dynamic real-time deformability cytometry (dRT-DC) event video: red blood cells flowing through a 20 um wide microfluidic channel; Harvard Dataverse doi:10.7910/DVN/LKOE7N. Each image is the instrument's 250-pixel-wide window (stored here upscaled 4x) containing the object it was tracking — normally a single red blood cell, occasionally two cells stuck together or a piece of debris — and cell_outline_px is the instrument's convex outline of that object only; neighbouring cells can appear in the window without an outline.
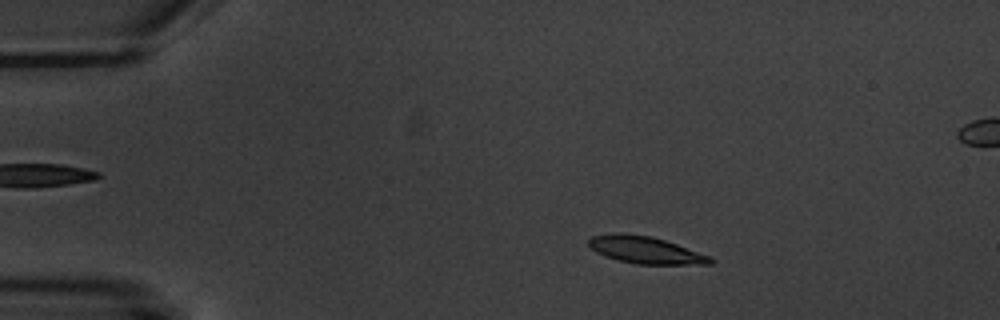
{"species": "common noctule bat (a hibernating species)", "species_latin": "Nyctalus noctula", "temperature_condition": "warm", "stored_images_in_passage": 4, "segment_of_instrument_passage": [1, 2], "camera_frame_rate_fps": 3000, "um_per_image_px": 0.085, "animal": {"sex": "male", "body_mass_g": 20.1, "forearm_length_mm": 53.5}, "frame": {"image": 1, "passage_image": 2, "time_ms": 1.333, "image_size_px": [1000, 320], "cell_outline_px": [[716, 260], [712, 264], [636, 264], [604, 256], [596, 252], [588, 244], [588, 240], [592, 236], [616, 232], [620, 232], [652, 236], [712, 256]], "centroid_in_image_um": [54.89, 21.24], "position_along_channel_um": 30.1, "area_um2": 19.31}}